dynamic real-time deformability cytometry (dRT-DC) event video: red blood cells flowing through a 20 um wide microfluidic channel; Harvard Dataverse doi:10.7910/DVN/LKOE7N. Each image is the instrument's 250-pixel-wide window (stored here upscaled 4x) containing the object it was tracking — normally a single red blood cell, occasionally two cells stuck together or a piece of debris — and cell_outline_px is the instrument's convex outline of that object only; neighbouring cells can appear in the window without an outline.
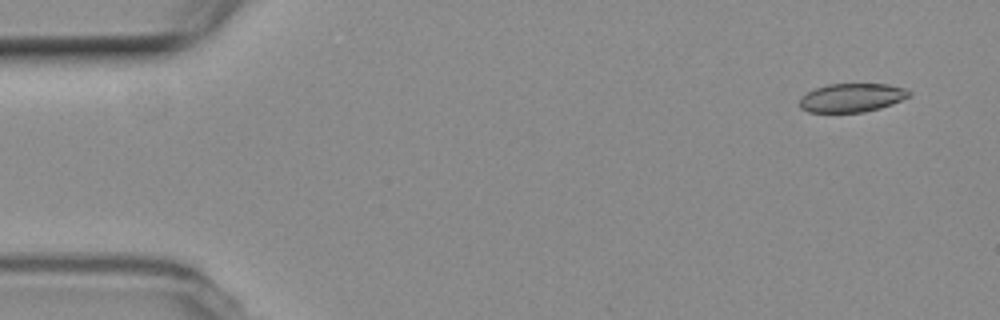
{"species": "common noctule bat (a hibernating species)", "species_latin": "Nyctalus noctula", "temperature_condition": "room temperature", "stored_images_in_passage": 4, "camera_frame_rate_fps": 3000, "um_per_image_px": 0.085, "animal": {"sex": "female", "body_mass_g": 19.3, "forearm_length_mm": 54.1}, "frame": {"image": 1, "passage_image": 1, "time_ms": 0.0, "image_size_px": [1000, 320], "cell_outline_px": [[912, 96], [892, 104], [880, 108], [864, 112], [808, 112], [800, 108], [800, 96], [816, 88], [828, 84], [888, 84], [908, 88], [912, 92]], "centroid_in_image_um": [72.45, 8.3], "position_along_channel_um": 12.5, "area_um2": 18.5}}
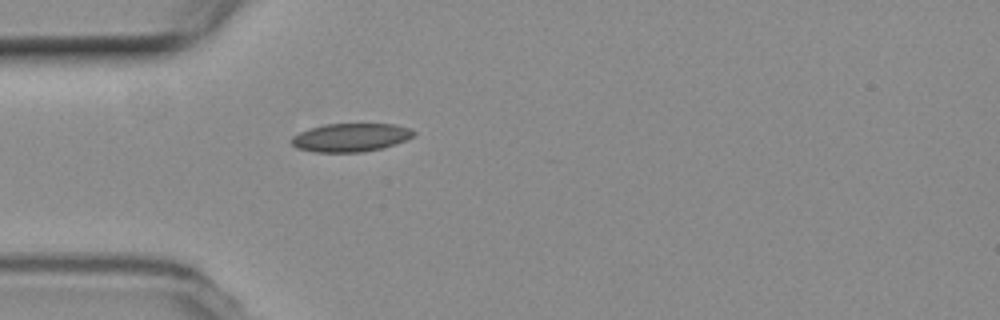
{"frame": {"image": 2, "passage_image": 4, "time_ms": 4.333, "image_size_px": [1000, 320], "cell_outline_px": [[416, 136], [380, 148], [364, 152], [316, 152], [296, 148], [292, 144], [292, 136], [308, 128], [324, 124], [396, 124], [412, 128], [416, 132]], "centroid_in_image_um": [29.82, 11.67], "position_along_channel_um": 55.2, "area_um2": 20.23}}